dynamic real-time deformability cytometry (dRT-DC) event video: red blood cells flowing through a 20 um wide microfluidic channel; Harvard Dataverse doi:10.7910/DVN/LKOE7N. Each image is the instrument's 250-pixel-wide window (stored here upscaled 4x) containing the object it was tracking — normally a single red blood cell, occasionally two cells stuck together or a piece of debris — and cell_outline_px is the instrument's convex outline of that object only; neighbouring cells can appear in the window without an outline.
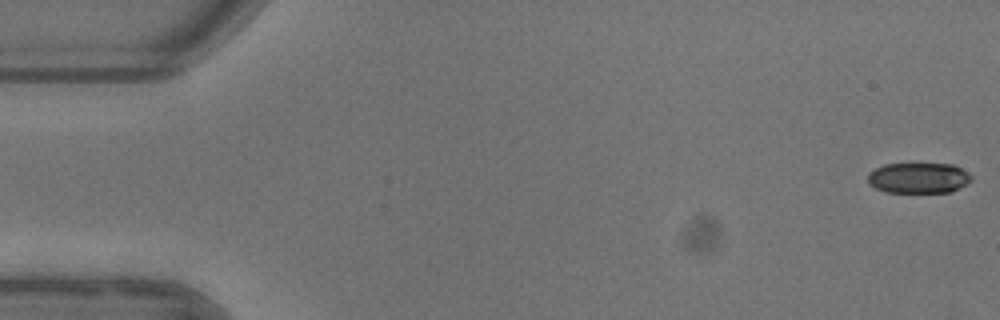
{"species": "common noctule bat (a hibernating species)", "species_latin": "Nyctalus noctula", "temperature_condition": "warm", "stored_images_in_passage": 18, "camera_frame_rate_fps": 3000, "um_per_image_px": 0.085, "animal": {"sex": "female"}, "frame": {"image": 1, "passage_image": 1, "time_ms": 0.0, "image_size_px": [1000, 320], "cell_outline_px": [[972, 180], [952, 192], [888, 192], [876, 188], [868, 184], [868, 172], [884, 164], [952, 164], [960, 168], [972, 176]], "centroid_in_image_um": [78.06, 15.12], "position_along_channel_um": 6.9, "area_um2": 18.38}}
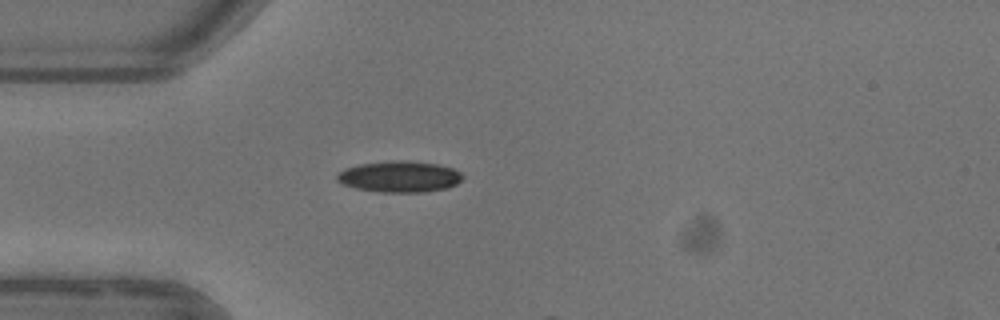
{"frame": {"image": 2, "passage_image": 15, "time_ms": 4.667, "image_size_px": [1000, 320], "cell_outline_px": [[464, 176], [456, 184], [448, 188], [424, 192], [380, 192], [356, 188], [340, 184], [336, 180], [336, 176], [344, 168], [360, 164], [392, 160], [408, 160], [436, 164], [452, 168], [460, 172]], "centroid_in_image_um": [33.94, 15.01], "position_along_channel_um": 51.1, "area_um2": 22.95}}